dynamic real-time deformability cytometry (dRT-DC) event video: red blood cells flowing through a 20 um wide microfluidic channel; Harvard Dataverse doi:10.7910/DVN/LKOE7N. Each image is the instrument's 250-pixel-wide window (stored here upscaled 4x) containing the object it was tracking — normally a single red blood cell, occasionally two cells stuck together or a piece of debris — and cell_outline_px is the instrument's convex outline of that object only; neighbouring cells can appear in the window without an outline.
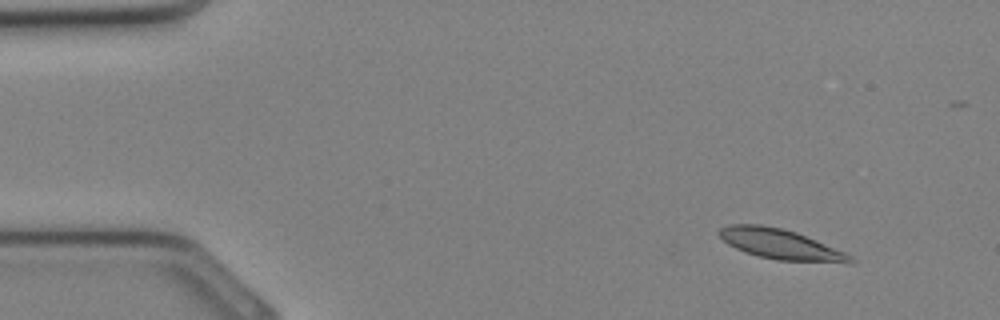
{"species": "Egyptian fruit bat (a non-hibernating species)", "species_latin": "Rousettus aegyptiacus", "temperature_condition": "cold", "stored_images_in_passage": 18, "camera_frame_rate_fps": 3000, "um_per_image_px": 0.085, "animal": {"sex": "female"}, "frame": {"image": 1, "passage_image": 1, "time_ms": 0.0, "image_size_px": [1000, 320], "cell_outline_px": [[856, 260], [852, 264], [848, 264], [776, 260], [760, 256], [736, 248], [728, 244], [716, 232], [720, 228], [728, 224], [760, 224], [784, 228], [796, 232], [844, 252], [852, 256]], "centroid_in_image_um": [66.38, 20.77], "position_along_channel_um": 18.6, "area_um2": 23.18}}
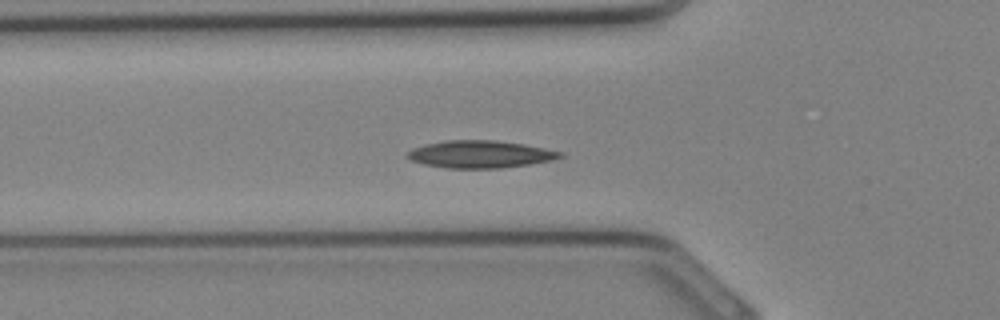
{"frame": {"image": 2, "passage_image": 9, "time_ms": 2.667, "image_size_px": [1000, 320], "cell_outline_px": [[564, 156], [552, 160], [528, 164], [500, 168], [448, 168], [424, 164], [412, 160], [408, 156], [408, 152], [412, 148], [424, 144], [444, 140], [492, 140], [524, 144], [564, 152]], "centroid_in_image_um": [40.83, 13.1], "position_along_channel_um": 85.0, "area_um2": 24.22}}
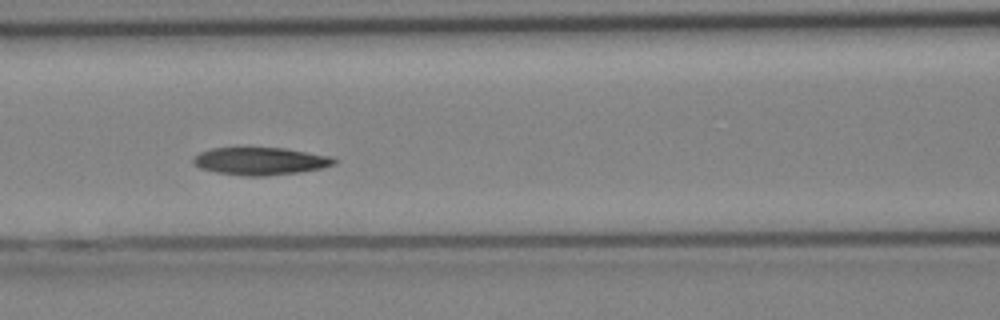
{"frame": {"image": 3, "passage_image": 12, "time_ms": 3.667, "image_size_px": [1000, 320], "cell_outline_px": [[336, 164], [320, 168], [300, 172], [264, 176], [244, 176], [216, 172], [200, 168], [192, 164], [192, 160], [200, 152], [212, 148], [284, 148], [332, 156], [336, 160]], "centroid_in_image_um": [22.13, 13.7], "position_along_channel_um": 144.5, "area_um2": 22.6}}